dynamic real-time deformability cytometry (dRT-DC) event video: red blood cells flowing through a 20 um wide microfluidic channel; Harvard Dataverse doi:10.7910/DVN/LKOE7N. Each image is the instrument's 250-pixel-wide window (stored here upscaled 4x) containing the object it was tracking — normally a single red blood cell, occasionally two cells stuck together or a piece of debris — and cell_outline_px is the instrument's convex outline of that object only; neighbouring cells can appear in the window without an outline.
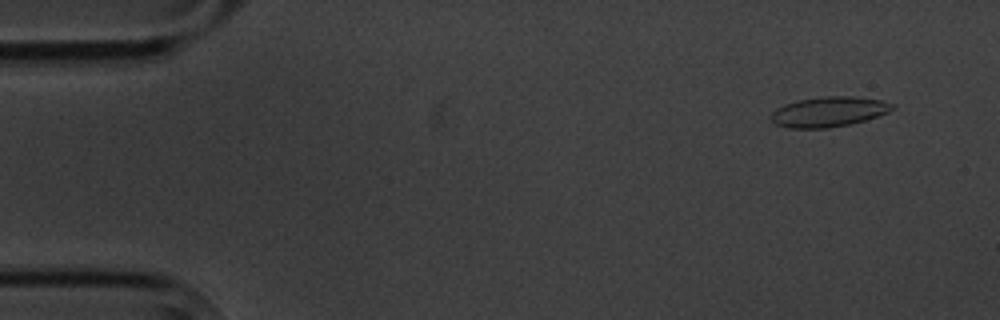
{"species": "common noctule bat (a hibernating species)", "species_latin": "Nyctalus noctula", "temperature_condition": "cold", "stored_images_in_passage": 8, "camera_frame_rate_fps": 3000, "um_per_image_px": 0.085, "animal": {"sex": "male", "body_mass_g": 20.1, "forearm_length_mm": 53.5}, "frame": {"image": 1, "passage_image": 1, "time_ms": 0.0, "image_size_px": [1000, 320], "cell_outline_px": [[896, 108], [888, 112], [852, 124], [828, 128], [788, 128], [776, 124], [768, 116], [776, 108], [784, 104], [800, 100], [824, 96], [852, 96], [880, 100], [896, 104]], "centroid_in_image_um": [70.44, 9.5], "position_along_channel_um": 14.6, "area_um2": 21.33}}
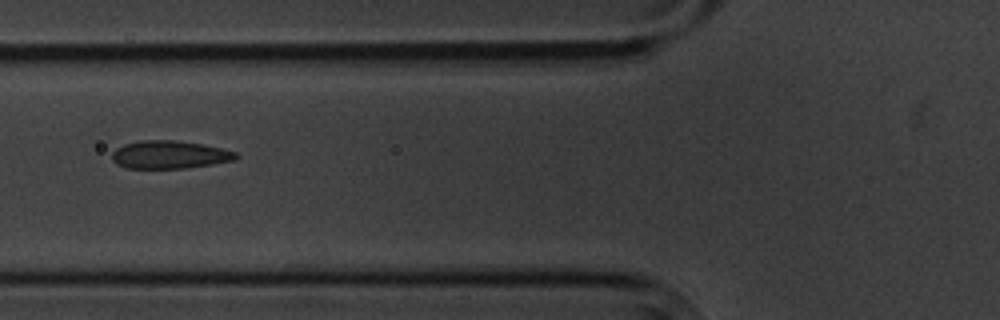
{"frame": {"image": 2, "passage_image": 6, "time_ms": 5.667, "image_size_px": [1000, 320], "cell_outline_px": [[240, 156], [236, 160], [188, 168], [124, 168], [116, 164], [112, 160], [112, 152], [116, 148], [124, 144], [140, 140], [176, 140], [200, 144], [220, 148], [236, 152]], "centroid_in_image_um": [14.39, 13.15], "position_along_channel_um": 111.4, "area_um2": 20.29}}
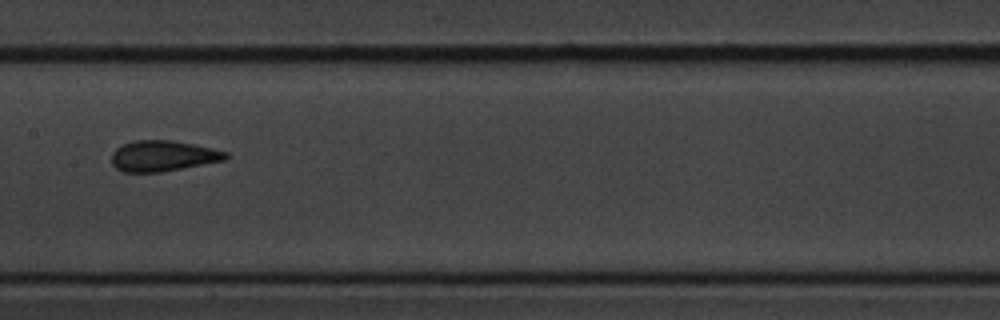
{"frame": {"image": 3, "passage_image": 8, "time_ms": 8.0, "image_size_px": [1000, 320], "cell_outline_px": [[228, 156], [224, 160], [160, 172], [124, 172], [116, 168], [112, 164], [112, 152], [116, 148], [124, 144], [136, 140], [172, 140], [212, 148], [228, 152]], "centroid_in_image_um": [13.83, 13.25], "position_along_channel_um": 193.6, "area_um2": 20.23}}